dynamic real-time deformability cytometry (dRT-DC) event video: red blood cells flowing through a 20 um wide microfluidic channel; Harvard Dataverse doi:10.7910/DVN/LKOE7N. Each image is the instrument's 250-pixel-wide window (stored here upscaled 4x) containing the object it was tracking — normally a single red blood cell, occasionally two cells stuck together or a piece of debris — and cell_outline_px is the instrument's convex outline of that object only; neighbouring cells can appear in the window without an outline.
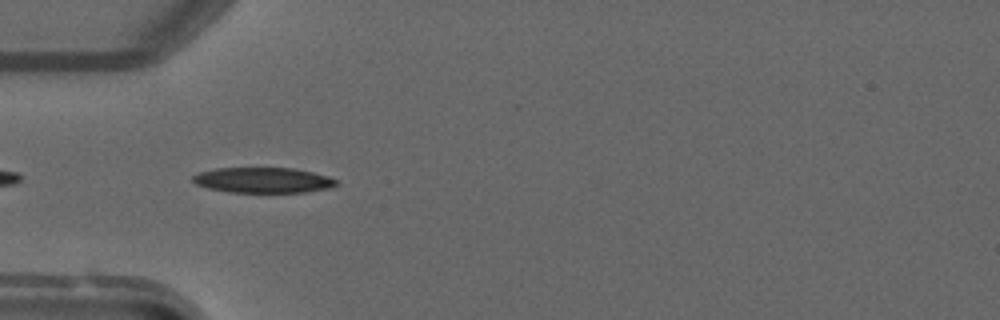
{"species": "common noctule bat (a hibernating species)", "species_latin": "Nyctalus noctula", "temperature_condition": "warm", "stored_images_in_passage": 5, "camera_frame_rate_fps": 3000, "um_per_image_px": 0.085, "animal": {"sex": "male", "forearm_length_mm": 52.5}, "frame": {"image": 1, "passage_image": 4, "time_ms": 3.667, "image_size_px": [1000, 320], "cell_outline_px": [[340, 184], [328, 188], [304, 192], [228, 192], [208, 188], [196, 184], [192, 180], [192, 176], [200, 172], [216, 168], [292, 168], [312, 172], [328, 176], [336, 180]], "centroid_in_image_um": [22.35, 15.31], "position_along_channel_um": 62.6, "area_um2": 21.15}}